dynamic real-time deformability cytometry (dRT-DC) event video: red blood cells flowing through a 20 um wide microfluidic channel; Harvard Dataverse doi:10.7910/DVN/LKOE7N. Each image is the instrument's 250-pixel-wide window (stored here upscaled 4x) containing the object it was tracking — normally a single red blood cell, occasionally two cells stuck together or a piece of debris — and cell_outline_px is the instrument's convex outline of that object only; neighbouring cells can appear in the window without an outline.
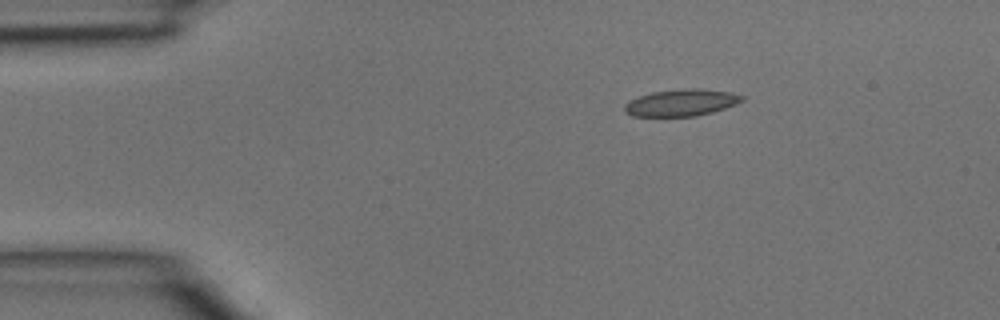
{"species": "common noctule bat (a hibernating species)", "species_latin": "Nyctalus noctula", "temperature_condition": "room temperature", "stored_images_in_passage": 3, "camera_frame_rate_fps": 3000, "um_per_image_px": 0.085, "animal": {"sex": "male", "body_mass_g": 15.6}, "frame": {"image": 1, "passage_image": 1, "time_ms": 0.0, "image_size_px": [1000, 320], "cell_outline_px": [[744, 100], [736, 104], [712, 112], [696, 116], [632, 116], [624, 112], [624, 104], [628, 100], [652, 92], [684, 88], [700, 88], [732, 92], [744, 96]], "centroid_in_image_um": [57.91, 8.72], "position_along_channel_um": 27.1, "area_um2": 18.5}}
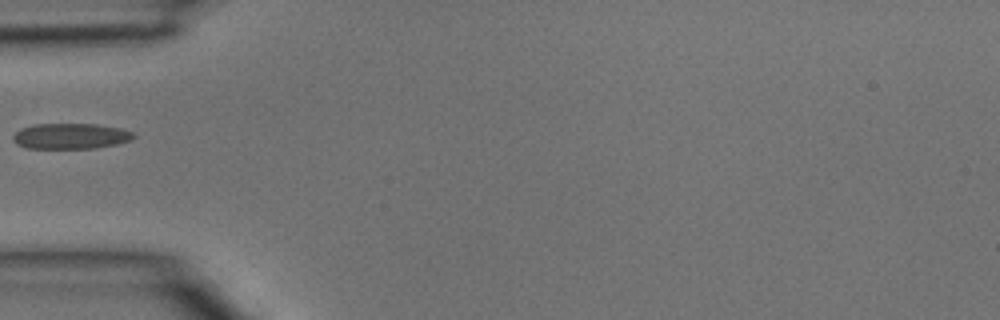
{"frame": {"image": 2, "passage_image": 3, "time_ms": 0.667, "image_size_px": [1000, 320], "cell_outline_px": [[136, 136], [132, 140], [116, 144], [92, 148], [28, 148], [16, 144], [12, 140], [12, 136], [20, 128], [36, 124], [96, 124], [120, 128], [136, 132]], "centroid_in_image_um": [6.02, 11.56], "position_along_channel_um": 79.0, "area_um2": 18.09}}